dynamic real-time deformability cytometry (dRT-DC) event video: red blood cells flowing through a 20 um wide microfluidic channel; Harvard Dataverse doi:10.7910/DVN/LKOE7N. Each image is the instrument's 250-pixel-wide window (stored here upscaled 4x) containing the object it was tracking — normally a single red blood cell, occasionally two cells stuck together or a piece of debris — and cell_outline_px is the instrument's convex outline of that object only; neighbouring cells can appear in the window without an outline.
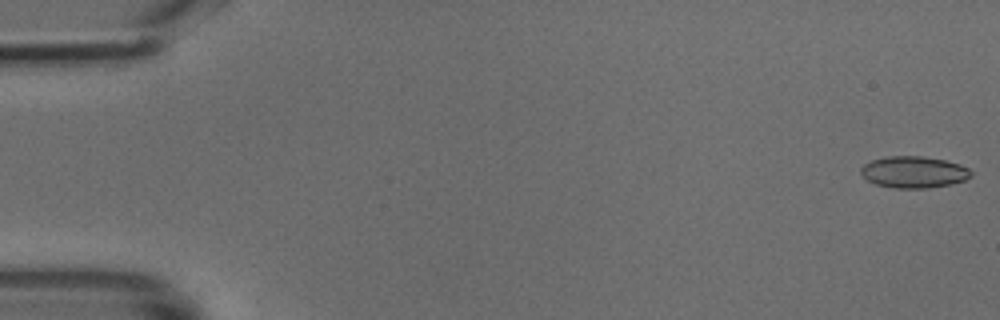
{"species": "common noctule bat (a hibernating species)", "species_latin": "Nyctalus noctula", "temperature_condition": "cold", "stored_images_in_passage": 44, "camera_frame_rate_fps": 3000, "um_per_image_px": 0.085, "animal": {"sex": "male", "body_mass_g": 18.8}, "frame": {"image": 1, "passage_image": 1, "time_ms": 0.0, "image_size_px": [1000, 320], "cell_outline_px": [[972, 176], [964, 180], [952, 184], [928, 188], [892, 188], [876, 184], [868, 180], [860, 172], [860, 168], [864, 164], [872, 160], [888, 156], [924, 156], [944, 160], [960, 164], [968, 168], [972, 172]], "centroid_in_image_um": [77.68, 14.63], "position_along_channel_um": 7.3, "area_um2": 20.35}}
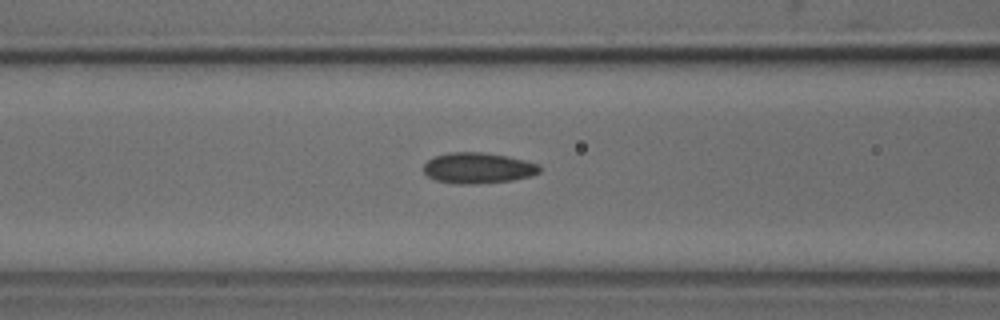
{"frame": {"image": 2, "passage_image": 20, "time_ms": 6.333, "image_size_px": [1000, 320], "cell_outline_px": [[540, 172], [532, 176], [512, 180], [476, 184], [460, 184], [436, 180], [428, 176], [424, 172], [424, 164], [428, 160], [436, 156], [448, 152], [480, 152], [508, 156], [540, 164]], "centroid_in_image_um": [40.65, 14.28], "position_along_channel_um": 125.9, "area_um2": 20.81}}
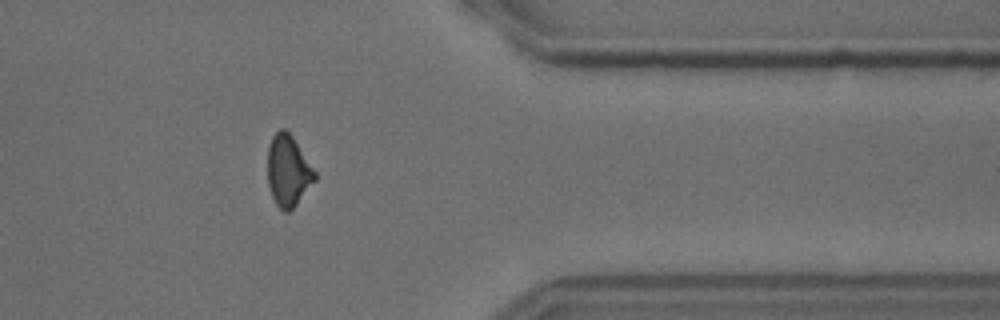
{"frame": {"image": 3, "passage_image": 40, "time_ms": 13.0, "image_size_px": [1000, 320], "cell_outline_px": [[316, 180], [296, 204], [288, 212], [284, 212], [276, 204], [272, 196], [268, 184], [268, 144], [272, 136], [280, 128], [284, 128], [292, 136], [316, 172]], "centroid_in_image_um": [24.48, 14.51], "position_along_channel_um": 386.9, "area_um2": 19.48}}